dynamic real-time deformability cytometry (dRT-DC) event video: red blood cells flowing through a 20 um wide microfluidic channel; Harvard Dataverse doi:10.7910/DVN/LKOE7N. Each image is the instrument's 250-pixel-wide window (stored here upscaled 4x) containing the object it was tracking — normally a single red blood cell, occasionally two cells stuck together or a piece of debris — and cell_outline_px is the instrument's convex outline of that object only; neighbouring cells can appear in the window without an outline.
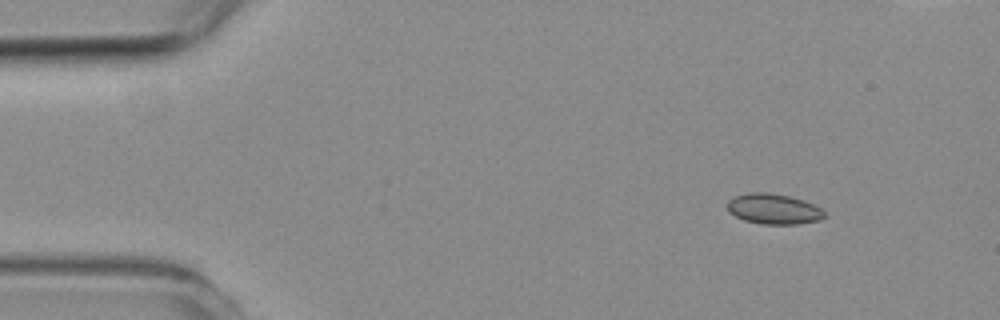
{"species": "common noctule bat (a hibernating species)", "species_latin": "Nyctalus noctula", "temperature_condition": "room temperature", "stored_images_in_passage": 7, "segment_of_instrument_passage": [1, 2], "camera_frame_rate_fps": 3000, "um_per_image_px": 0.085, "animal": {"sex": "female", "body_mass_g": 19.3, "forearm_length_mm": 54.1}, "frame": {"image": 1, "passage_image": 2, "time_ms": 1.333, "image_size_px": [1000, 320], "cell_outline_px": [[824, 216], [820, 220], [796, 224], [760, 224], [744, 220], [728, 212], [728, 200], [736, 196], [748, 192], [768, 192], [788, 196], [804, 200], [820, 208], [824, 212]], "centroid_in_image_um": [65.73, 17.76], "position_along_channel_um": 19.3, "area_um2": 17.11}}
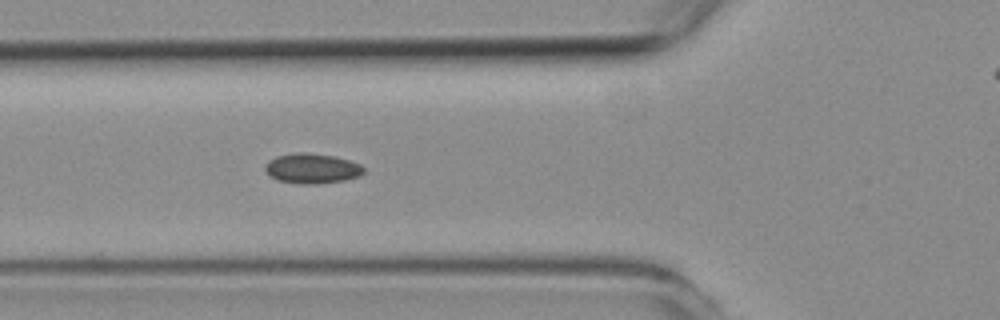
{"frame": {"image": 2, "passage_image": 6, "time_ms": 5.667, "image_size_px": [1000, 320], "cell_outline_px": [[364, 172], [360, 176], [344, 180], [316, 184], [300, 184], [276, 180], [264, 168], [268, 160], [276, 156], [296, 152], [308, 152], [332, 156], [348, 160], [360, 164], [364, 168]], "centroid_in_image_um": [26.51, 14.31], "position_along_channel_um": 99.3, "area_um2": 17.22}}